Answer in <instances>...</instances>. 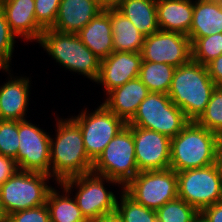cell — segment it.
I'll use <instances>...</instances> for the list:
<instances>
[{"mask_svg": "<svg viewBox=\"0 0 222 222\" xmlns=\"http://www.w3.org/2000/svg\"><path fill=\"white\" fill-rule=\"evenodd\" d=\"M57 128L56 141L50 140V170L57 183L92 173L93 162L85 150L79 126L71 118L58 119Z\"/></svg>", "mask_w": 222, "mask_h": 222, "instance_id": "1", "label": "cell"}, {"mask_svg": "<svg viewBox=\"0 0 222 222\" xmlns=\"http://www.w3.org/2000/svg\"><path fill=\"white\" fill-rule=\"evenodd\" d=\"M196 122L200 126L222 137V87H216L212 91L205 111Z\"/></svg>", "mask_w": 222, "mask_h": 222, "instance_id": "30", "label": "cell"}, {"mask_svg": "<svg viewBox=\"0 0 222 222\" xmlns=\"http://www.w3.org/2000/svg\"><path fill=\"white\" fill-rule=\"evenodd\" d=\"M5 222H50L48 206H41L25 209L7 215Z\"/></svg>", "mask_w": 222, "mask_h": 222, "instance_id": "34", "label": "cell"}, {"mask_svg": "<svg viewBox=\"0 0 222 222\" xmlns=\"http://www.w3.org/2000/svg\"><path fill=\"white\" fill-rule=\"evenodd\" d=\"M175 69L165 63L142 61L138 78L150 92L168 94Z\"/></svg>", "mask_w": 222, "mask_h": 222, "instance_id": "26", "label": "cell"}, {"mask_svg": "<svg viewBox=\"0 0 222 222\" xmlns=\"http://www.w3.org/2000/svg\"><path fill=\"white\" fill-rule=\"evenodd\" d=\"M222 33V0L193 2V19L189 38H202Z\"/></svg>", "mask_w": 222, "mask_h": 222, "instance_id": "22", "label": "cell"}, {"mask_svg": "<svg viewBox=\"0 0 222 222\" xmlns=\"http://www.w3.org/2000/svg\"><path fill=\"white\" fill-rule=\"evenodd\" d=\"M139 172L170 168L171 138L159 132L130 126Z\"/></svg>", "mask_w": 222, "mask_h": 222, "instance_id": "14", "label": "cell"}, {"mask_svg": "<svg viewBox=\"0 0 222 222\" xmlns=\"http://www.w3.org/2000/svg\"><path fill=\"white\" fill-rule=\"evenodd\" d=\"M77 35L100 60L114 52L109 7L104 8Z\"/></svg>", "mask_w": 222, "mask_h": 222, "instance_id": "20", "label": "cell"}, {"mask_svg": "<svg viewBox=\"0 0 222 222\" xmlns=\"http://www.w3.org/2000/svg\"><path fill=\"white\" fill-rule=\"evenodd\" d=\"M6 213L2 207V204H1V199H0V222H5L6 221Z\"/></svg>", "mask_w": 222, "mask_h": 222, "instance_id": "41", "label": "cell"}, {"mask_svg": "<svg viewBox=\"0 0 222 222\" xmlns=\"http://www.w3.org/2000/svg\"><path fill=\"white\" fill-rule=\"evenodd\" d=\"M192 2L191 0H157L159 30L188 36L193 19Z\"/></svg>", "mask_w": 222, "mask_h": 222, "instance_id": "19", "label": "cell"}, {"mask_svg": "<svg viewBox=\"0 0 222 222\" xmlns=\"http://www.w3.org/2000/svg\"><path fill=\"white\" fill-rule=\"evenodd\" d=\"M122 190L137 203L157 211L178 197L177 172L171 168L139 172Z\"/></svg>", "mask_w": 222, "mask_h": 222, "instance_id": "8", "label": "cell"}, {"mask_svg": "<svg viewBox=\"0 0 222 222\" xmlns=\"http://www.w3.org/2000/svg\"><path fill=\"white\" fill-rule=\"evenodd\" d=\"M220 136L190 121L171 138L170 168L176 172L217 163Z\"/></svg>", "mask_w": 222, "mask_h": 222, "instance_id": "3", "label": "cell"}, {"mask_svg": "<svg viewBox=\"0 0 222 222\" xmlns=\"http://www.w3.org/2000/svg\"><path fill=\"white\" fill-rule=\"evenodd\" d=\"M29 78L9 80L0 87V120H25L29 102Z\"/></svg>", "mask_w": 222, "mask_h": 222, "instance_id": "21", "label": "cell"}, {"mask_svg": "<svg viewBox=\"0 0 222 222\" xmlns=\"http://www.w3.org/2000/svg\"><path fill=\"white\" fill-rule=\"evenodd\" d=\"M92 173L105 177L106 182L122 185L121 188L139 173L130 125L119 131L104 148L93 163Z\"/></svg>", "mask_w": 222, "mask_h": 222, "instance_id": "5", "label": "cell"}, {"mask_svg": "<svg viewBox=\"0 0 222 222\" xmlns=\"http://www.w3.org/2000/svg\"><path fill=\"white\" fill-rule=\"evenodd\" d=\"M208 222H222V200L200 212Z\"/></svg>", "mask_w": 222, "mask_h": 222, "instance_id": "37", "label": "cell"}, {"mask_svg": "<svg viewBox=\"0 0 222 222\" xmlns=\"http://www.w3.org/2000/svg\"><path fill=\"white\" fill-rule=\"evenodd\" d=\"M189 39L192 42V60L204 66L222 54V33Z\"/></svg>", "mask_w": 222, "mask_h": 222, "instance_id": "28", "label": "cell"}, {"mask_svg": "<svg viewBox=\"0 0 222 222\" xmlns=\"http://www.w3.org/2000/svg\"><path fill=\"white\" fill-rule=\"evenodd\" d=\"M193 222H208L205 217L200 213Z\"/></svg>", "mask_w": 222, "mask_h": 222, "instance_id": "42", "label": "cell"}, {"mask_svg": "<svg viewBox=\"0 0 222 222\" xmlns=\"http://www.w3.org/2000/svg\"><path fill=\"white\" fill-rule=\"evenodd\" d=\"M104 7L99 0H61L51 29L78 34Z\"/></svg>", "mask_w": 222, "mask_h": 222, "instance_id": "16", "label": "cell"}, {"mask_svg": "<svg viewBox=\"0 0 222 222\" xmlns=\"http://www.w3.org/2000/svg\"><path fill=\"white\" fill-rule=\"evenodd\" d=\"M206 67L216 87H222V54L208 63Z\"/></svg>", "mask_w": 222, "mask_h": 222, "instance_id": "36", "label": "cell"}, {"mask_svg": "<svg viewBox=\"0 0 222 222\" xmlns=\"http://www.w3.org/2000/svg\"><path fill=\"white\" fill-rule=\"evenodd\" d=\"M120 204L116 202V213L121 217L123 222H158L155 210L144 207L129 197L124 191Z\"/></svg>", "mask_w": 222, "mask_h": 222, "instance_id": "27", "label": "cell"}, {"mask_svg": "<svg viewBox=\"0 0 222 222\" xmlns=\"http://www.w3.org/2000/svg\"><path fill=\"white\" fill-rule=\"evenodd\" d=\"M189 122L190 120L171 101L168 94L150 92L140 103L136 114L128 125L153 130L173 138Z\"/></svg>", "mask_w": 222, "mask_h": 222, "instance_id": "7", "label": "cell"}, {"mask_svg": "<svg viewBox=\"0 0 222 222\" xmlns=\"http://www.w3.org/2000/svg\"><path fill=\"white\" fill-rule=\"evenodd\" d=\"M16 35L11 31L5 14L0 7V70L9 71Z\"/></svg>", "mask_w": 222, "mask_h": 222, "instance_id": "32", "label": "cell"}, {"mask_svg": "<svg viewBox=\"0 0 222 222\" xmlns=\"http://www.w3.org/2000/svg\"><path fill=\"white\" fill-rule=\"evenodd\" d=\"M105 177L88 173L65 179L61 184L71 192L79 187L75 200L88 222H97L103 215L116 212V196L103 186Z\"/></svg>", "mask_w": 222, "mask_h": 222, "instance_id": "11", "label": "cell"}, {"mask_svg": "<svg viewBox=\"0 0 222 222\" xmlns=\"http://www.w3.org/2000/svg\"><path fill=\"white\" fill-rule=\"evenodd\" d=\"M65 68L84 74L96 81L99 75L100 59L86 47L75 33H64L45 29L38 41Z\"/></svg>", "mask_w": 222, "mask_h": 222, "instance_id": "4", "label": "cell"}, {"mask_svg": "<svg viewBox=\"0 0 222 222\" xmlns=\"http://www.w3.org/2000/svg\"><path fill=\"white\" fill-rule=\"evenodd\" d=\"M217 163L222 173V137L220 138L219 145H218Z\"/></svg>", "mask_w": 222, "mask_h": 222, "instance_id": "40", "label": "cell"}, {"mask_svg": "<svg viewBox=\"0 0 222 222\" xmlns=\"http://www.w3.org/2000/svg\"><path fill=\"white\" fill-rule=\"evenodd\" d=\"M71 119L80 128L85 150L93 163L108 143L127 125L103 103L94 112L89 114L84 110Z\"/></svg>", "mask_w": 222, "mask_h": 222, "instance_id": "10", "label": "cell"}, {"mask_svg": "<svg viewBox=\"0 0 222 222\" xmlns=\"http://www.w3.org/2000/svg\"><path fill=\"white\" fill-rule=\"evenodd\" d=\"M0 7L17 37L39 41L44 29L37 23L34 0H0Z\"/></svg>", "mask_w": 222, "mask_h": 222, "instance_id": "17", "label": "cell"}, {"mask_svg": "<svg viewBox=\"0 0 222 222\" xmlns=\"http://www.w3.org/2000/svg\"><path fill=\"white\" fill-rule=\"evenodd\" d=\"M114 51L140 53L145 37L116 7H109Z\"/></svg>", "mask_w": 222, "mask_h": 222, "instance_id": "23", "label": "cell"}, {"mask_svg": "<svg viewBox=\"0 0 222 222\" xmlns=\"http://www.w3.org/2000/svg\"><path fill=\"white\" fill-rule=\"evenodd\" d=\"M58 184L63 187L66 195H59L54 188L50 189L46 200L50 213V222H88L78 207L75 198L73 200L69 197V190L61 183Z\"/></svg>", "mask_w": 222, "mask_h": 222, "instance_id": "25", "label": "cell"}, {"mask_svg": "<svg viewBox=\"0 0 222 222\" xmlns=\"http://www.w3.org/2000/svg\"><path fill=\"white\" fill-rule=\"evenodd\" d=\"M19 146L14 159L17 168L23 171L44 173L51 177L50 140L45 133L26 119L18 121Z\"/></svg>", "mask_w": 222, "mask_h": 222, "instance_id": "12", "label": "cell"}, {"mask_svg": "<svg viewBox=\"0 0 222 222\" xmlns=\"http://www.w3.org/2000/svg\"><path fill=\"white\" fill-rule=\"evenodd\" d=\"M19 142L18 121L0 120V155L15 159Z\"/></svg>", "mask_w": 222, "mask_h": 222, "instance_id": "31", "label": "cell"}, {"mask_svg": "<svg viewBox=\"0 0 222 222\" xmlns=\"http://www.w3.org/2000/svg\"><path fill=\"white\" fill-rule=\"evenodd\" d=\"M178 198L199 212L222 200V173L218 163L177 172Z\"/></svg>", "mask_w": 222, "mask_h": 222, "instance_id": "9", "label": "cell"}, {"mask_svg": "<svg viewBox=\"0 0 222 222\" xmlns=\"http://www.w3.org/2000/svg\"><path fill=\"white\" fill-rule=\"evenodd\" d=\"M156 5L157 0H123L116 8L140 33L149 36L159 30Z\"/></svg>", "mask_w": 222, "mask_h": 222, "instance_id": "24", "label": "cell"}, {"mask_svg": "<svg viewBox=\"0 0 222 222\" xmlns=\"http://www.w3.org/2000/svg\"><path fill=\"white\" fill-rule=\"evenodd\" d=\"M141 53L114 51L100 60L99 75L95 82L101 83L107 94L126 82L138 78Z\"/></svg>", "mask_w": 222, "mask_h": 222, "instance_id": "15", "label": "cell"}, {"mask_svg": "<svg viewBox=\"0 0 222 222\" xmlns=\"http://www.w3.org/2000/svg\"><path fill=\"white\" fill-rule=\"evenodd\" d=\"M50 177L44 173L17 169L0 185V199L6 215L46 204L52 187L45 181Z\"/></svg>", "mask_w": 222, "mask_h": 222, "instance_id": "6", "label": "cell"}, {"mask_svg": "<svg viewBox=\"0 0 222 222\" xmlns=\"http://www.w3.org/2000/svg\"><path fill=\"white\" fill-rule=\"evenodd\" d=\"M17 169L13 158L0 155V185L11 177Z\"/></svg>", "mask_w": 222, "mask_h": 222, "instance_id": "35", "label": "cell"}, {"mask_svg": "<svg viewBox=\"0 0 222 222\" xmlns=\"http://www.w3.org/2000/svg\"><path fill=\"white\" fill-rule=\"evenodd\" d=\"M215 88L207 67L191 60L175 69L168 96L190 121H196Z\"/></svg>", "mask_w": 222, "mask_h": 222, "instance_id": "2", "label": "cell"}, {"mask_svg": "<svg viewBox=\"0 0 222 222\" xmlns=\"http://www.w3.org/2000/svg\"><path fill=\"white\" fill-rule=\"evenodd\" d=\"M123 0H99L100 4L104 7V8H108V7H116L117 5H119Z\"/></svg>", "mask_w": 222, "mask_h": 222, "instance_id": "39", "label": "cell"}, {"mask_svg": "<svg viewBox=\"0 0 222 222\" xmlns=\"http://www.w3.org/2000/svg\"><path fill=\"white\" fill-rule=\"evenodd\" d=\"M149 93V89L142 81L135 78L110 91L103 104L128 124L136 114L140 103Z\"/></svg>", "mask_w": 222, "mask_h": 222, "instance_id": "18", "label": "cell"}, {"mask_svg": "<svg viewBox=\"0 0 222 222\" xmlns=\"http://www.w3.org/2000/svg\"><path fill=\"white\" fill-rule=\"evenodd\" d=\"M35 16L37 23L45 30L51 29L56 21V16L61 0H34Z\"/></svg>", "mask_w": 222, "mask_h": 222, "instance_id": "33", "label": "cell"}, {"mask_svg": "<svg viewBox=\"0 0 222 222\" xmlns=\"http://www.w3.org/2000/svg\"><path fill=\"white\" fill-rule=\"evenodd\" d=\"M97 222H123L121 217L116 213H110L107 215H103Z\"/></svg>", "mask_w": 222, "mask_h": 222, "instance_id": "38", "label": "cell"}, {"mask_svg": "<svg viewBox=\"0 0 222 222\" xmlns=\"http://www.w3.org/2000/svg\"><path fill=\"white\" fill-rule=\"evenodd\" d=\"M156 213L158 222H193L200 214L195 207L178 197L164 204Z\"/></svg>", "mask_w": 222, "mask_h": 222, "instance_id": "29", "label": "cell"}, {"mask_svg": "<svg viewBox=\"0 0 222 222\" xmlns=\"http://www.w3.org/2000/svg\"><path fill=\"white\" fill-rule=\"evenodd\" d=\"M142 61L169 64L175 68L192 60V42L187 35L158 30L146 36Z\"/></svg>", "mask_w": 222, "mask_h": 222, "instance_id": "13", "label": "cell"}]
</instances>
